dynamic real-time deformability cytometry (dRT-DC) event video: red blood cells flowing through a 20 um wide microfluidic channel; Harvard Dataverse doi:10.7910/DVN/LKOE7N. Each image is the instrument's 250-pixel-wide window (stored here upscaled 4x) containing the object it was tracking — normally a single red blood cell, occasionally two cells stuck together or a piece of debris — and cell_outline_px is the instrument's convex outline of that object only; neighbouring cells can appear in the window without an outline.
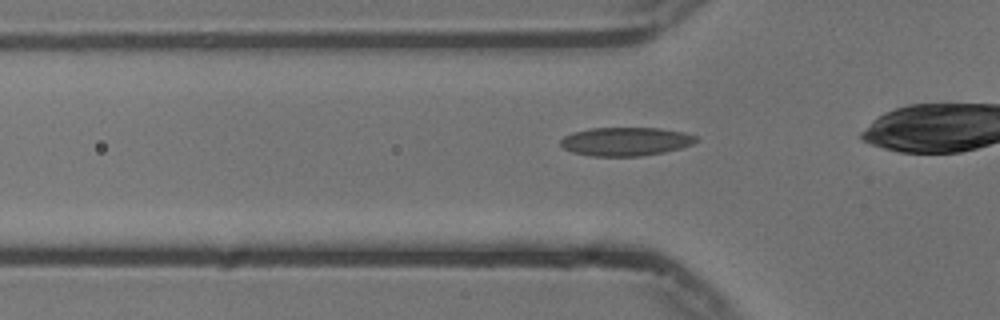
{"species": "common noctule bat (a hibernating species)", "species_latin": "Nyctalus noctula", "temperature_condition": "cold", "stored_images_in_passage": 30, "camera_frame_rate_fps": 3000, "um_per_image_px": 0.085, "animal": {"sex": "male", "body_mass_g": 13.3}, "frame": {"image": 1, "passage_image": 4, "time_ms": 1.0, "image_size_px": [1000, 320], "cell_outline_px": [[700, 140], [692, 144], [680, 148], [664, 152], [640, 156], [592, 156], [572, 152], [564, 148], [560, 144], [560, 140], [564, 136], [572, 132], [588, 128], [660, 128], [684, 132], [696, 136]], "centroid_in_image_um": [53.18, 12.02], "position_along_channel_um": 72.6, "area_um2": 22.66}}
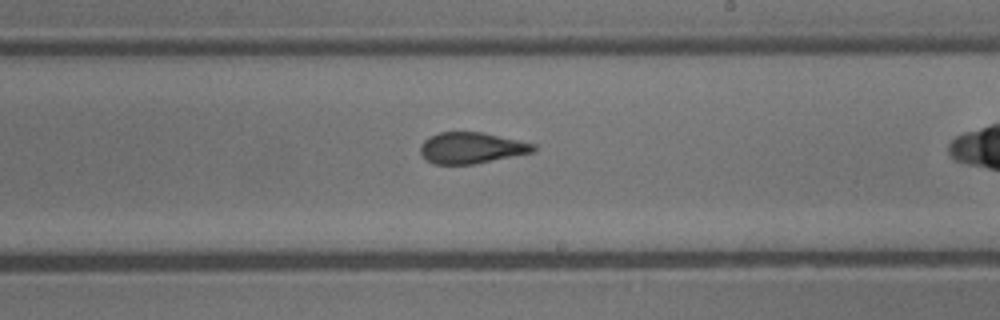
{"frame": {"image": 2, "passage_image": 18, "time_ms": 5.667, "image_size_px": [1000, 320], "cell_outline_px": [[536, 152], [476, 164], [436, 164], [428, 160], [420, 152], [420, 144], [428, 136], [440, 132], [484, 132], [536, 144]], "centroid_in_image_um": [40.11, 12.57], "position_along_channel_um": 248.9, "area_um2": 20.75}}
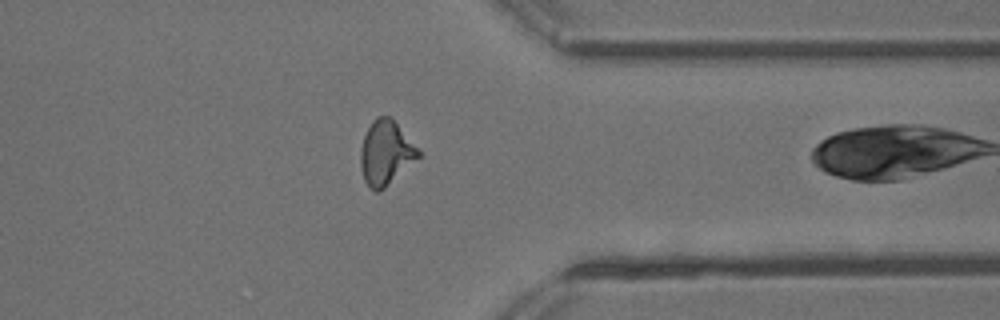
{"frame": {"image": 3, "passage_image": 29, "time_ms": 9.333, "image_size_px": [1000, 320], "cell_outline_px": [[420, 156], [380, 192], [376, 192], [364, 180], [360, 164], [360, 148], [364, 136], [372, 120], [376, 116], [392, 116], [420, 152]], "centroid_in_image_um": [32.77, 12.96], "position_along_channel_um": 378.6, "area_um2": 21.5}}